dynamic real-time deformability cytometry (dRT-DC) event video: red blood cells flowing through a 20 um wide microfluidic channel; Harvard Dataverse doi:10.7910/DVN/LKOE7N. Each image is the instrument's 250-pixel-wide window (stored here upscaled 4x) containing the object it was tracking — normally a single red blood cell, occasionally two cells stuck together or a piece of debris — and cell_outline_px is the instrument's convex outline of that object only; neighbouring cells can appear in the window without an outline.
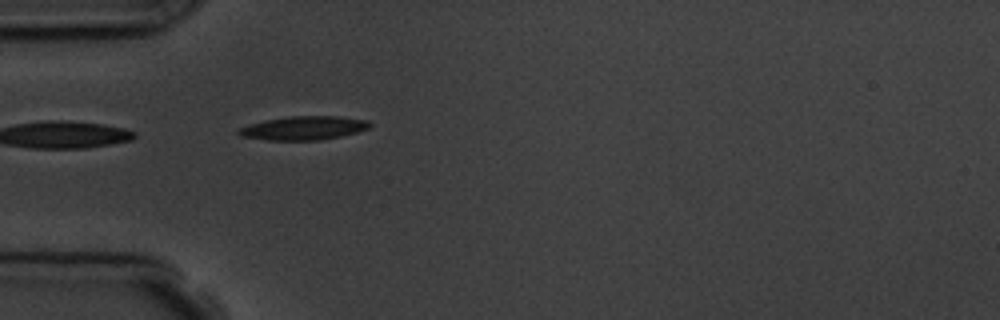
{"species": "common noctule bat (a hibernating species)", "species_latin": "Nyctalus noctula", "temperature_condition": "room temperature", "stored_images_in_passage": 4, "camera_frame_rate_fps": 3000, "um_per_image_px": 0.085, "animal": {"sex": "male", "body_mass_g": 19.5, "forearm_length_mm": 54.6}, "frame": {"image": 1, "passage_image": 4, "time_ms": 4.333, "image_size_px": [1000, 320], "cell_outline_px": [[372, 124], [368, 128], [356, 132], [340, 136], [320, 140], [268, 140], [240, 136], [236, 132], [240, 128], [264, 120], [288, 116], [340, 116], [368, 120]], "centroid_in_image_um": [25.82, 10.88], "position_along_channel_um": 59.2, "area_um2": 18.03}}